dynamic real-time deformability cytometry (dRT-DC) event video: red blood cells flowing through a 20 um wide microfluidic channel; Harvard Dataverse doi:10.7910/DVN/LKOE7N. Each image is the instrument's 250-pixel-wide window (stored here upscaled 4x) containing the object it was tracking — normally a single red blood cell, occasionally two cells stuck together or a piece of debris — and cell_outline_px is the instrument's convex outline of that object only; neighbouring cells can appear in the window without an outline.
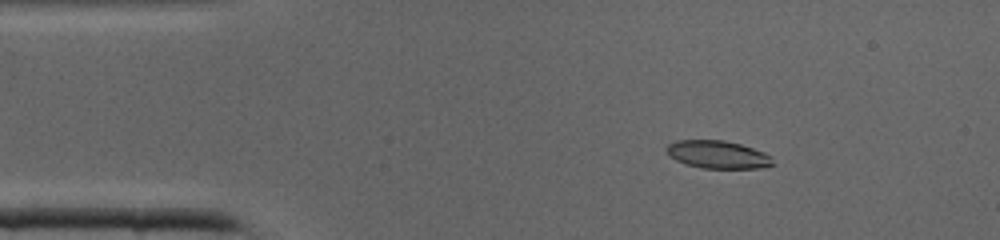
{"species": "common noctule bat (a hibernating species)", "species_latin": "Nyctalus noctula", "temperature_condition": "cold", "stored_images_in_passage": 8, "camera_frame_rate_fps": 3000, "um_per_image_px": 0.085, "animal": {"sex": "male", "body_mass_g": 19.0, "forearm_length_mm": 50.8}, "frame": {"image": 1, "passage_image": 3, "time_ms": 0.667, "image_size_px": [1000, 240], "cell_outline_px": [[772, 164], [760, 168], [704, 168], [684, 164], [668, 156], [664, 148], [668, 144], [676, 140], [724, 140], [740, 144], [764, 152], [772, 156]], "centroid_in_image_um": [60.95, 13.13], "position_along_channel_um": 24.1, "area_um2": 17.28}}